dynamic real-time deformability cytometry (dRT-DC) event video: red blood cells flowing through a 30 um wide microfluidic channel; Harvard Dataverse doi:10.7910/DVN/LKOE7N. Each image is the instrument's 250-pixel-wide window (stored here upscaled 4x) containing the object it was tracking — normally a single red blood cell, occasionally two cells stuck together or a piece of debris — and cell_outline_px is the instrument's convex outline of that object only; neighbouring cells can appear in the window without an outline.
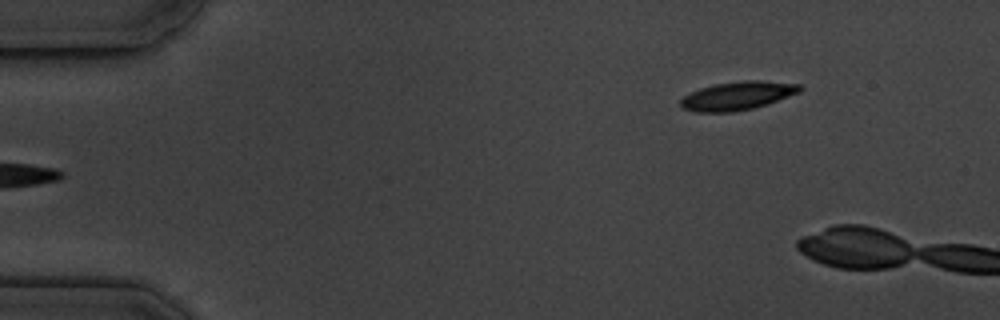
{"species": "common noctule bat (a hibernating species)", "species_latin": "Nyctalus noctula", "temperature_condition": "cold", "stored_images_in_passage": 5, "segment_of_instrument_passage": [2, 2], "camera_frame_rate_fps": 3000, "um_per_image_px": 0.085, "animal": {"sex": "male", "body_mass_g": 19.5, "forearm_length_mm": 54.6}, "frame": {"image": 1, "passage_image": 5, "time_ms": 5.333, "image_size_px": [1000, 320], "cell_outline_px": [[804, 88], [800, 92], [752, 108], [732, 112], [696, 112], [684, 108], [680, 104], [680, 100], [684, 96], [700, 88], [716, 84], [744, 80], [760, 80], [800, 84]], "centroid_in_image_um": [62.69, 8.13], "position_along_channel_um": 22.3, "area_um2": 19.48}}